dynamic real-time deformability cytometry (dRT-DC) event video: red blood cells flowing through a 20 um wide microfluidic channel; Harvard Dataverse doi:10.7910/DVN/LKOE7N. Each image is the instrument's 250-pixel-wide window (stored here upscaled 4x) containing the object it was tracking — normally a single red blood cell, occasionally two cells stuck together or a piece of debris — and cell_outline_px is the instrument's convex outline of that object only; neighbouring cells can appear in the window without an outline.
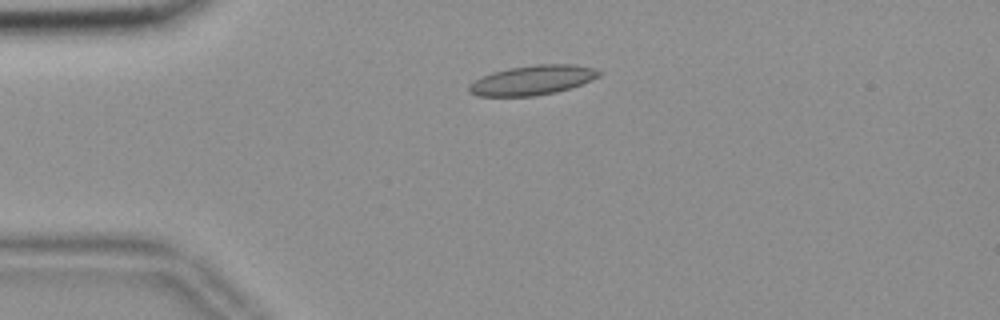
{"species": "common noctule bat (a hibernating species)", "species_latin": "Nyctalus noctula", "temperature_condition": "room temperature", "stored_images_in_passage": 43, "camera_frame_rate_fps": 3000, "um_per_image_px": 0.085, "animal": {"sex": "female", "body_mass_g": 18.4}, "frame": {"image": 1, "passage_image": 1, "time_ms": 0.0, "image_size_px": [1000, 320], "cell_outline_px": [[604, 72], [600, 76], [592, 80], [556, 92], [536, 96], [476, 96], [468, 92], [468, 84], [492, 72], [508, 68], [536, 64], [572, 64], [592, 68]], "centroid_in_image_um": [45.25, 6.81], "position_along_channel_um": 39.8, "area_um2": 22.43}}
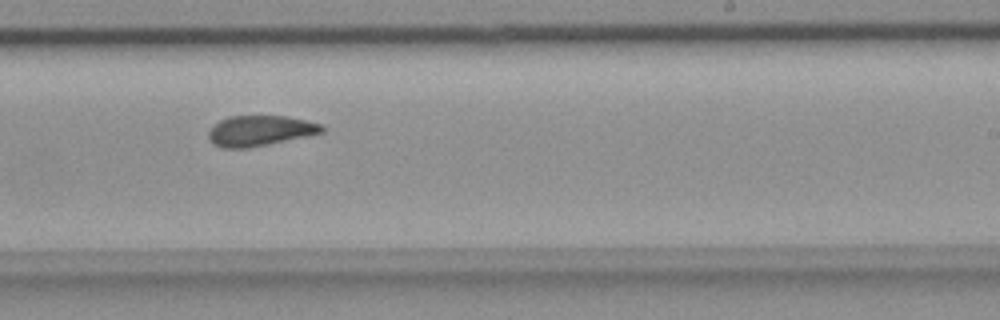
{"frame": {"image": 2, "passage_image": 22, "time_ms": 7.0, "image_size_px": [1000, 320], "cell_outline_px": [[324, 132], [308, 136], [248, 148], [224, 148], [212, 144], [208, 140], [208, 132], [220, 120], [228, 116], [288, 116], [324, 124]], "centroid_in_image_um": [22.12, 11.11], "position_along_channel_um": 266.9, "area_um2": 20.23}}
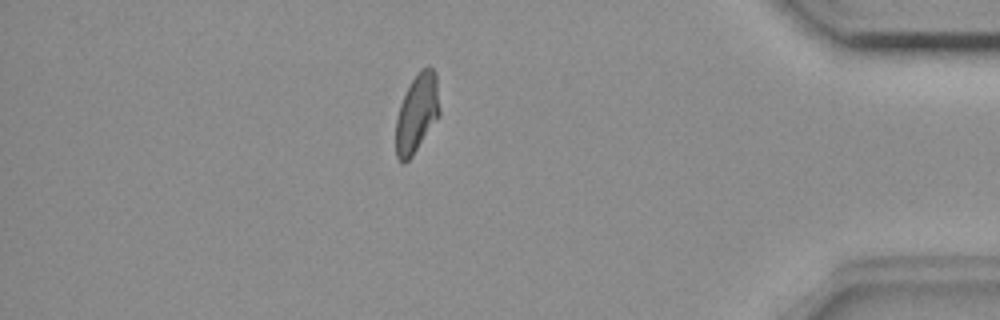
{"frame": {"image": 3, "passage_image": 36, "time_ms": 11.667, "image_size_px": [1000, 320], "cell_outline_px": [[440, 116], [412, 156], [404, 164], [400, 164], [396, 156], [396, 116], [400, 104], [412, 80], [420, 68], [428, 64], [436, 72], [440, 108]], "centroid_in_image_um": [35.45, 9.62], "position_along_channel_um": 399.8, "area_um2": 20.35}, "authors_computed_cell_mechanics": {"area_um2": 20.4612, "velocity_mm_per_s": 3.6583, "shape_relaxation_time_tau1_ms": null, "shape_relaxation_time_tau2_ms": 2.8946, "deformation_change_tau1": null, "deformation_change_tau2": 0.0985}}